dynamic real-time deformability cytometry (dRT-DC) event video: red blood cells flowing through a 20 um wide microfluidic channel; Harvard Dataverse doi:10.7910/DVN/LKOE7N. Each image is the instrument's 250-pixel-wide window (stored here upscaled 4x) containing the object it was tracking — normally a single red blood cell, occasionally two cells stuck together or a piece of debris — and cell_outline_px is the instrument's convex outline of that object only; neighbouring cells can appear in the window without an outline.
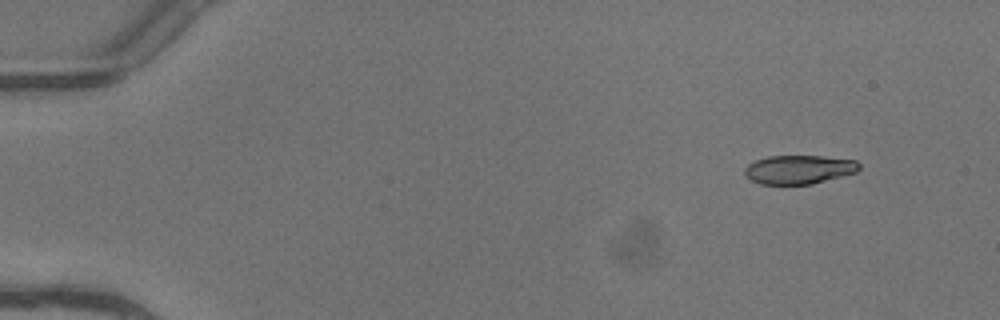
{"species": "common noctule bat (a hibernating species)", "species_latin": "Nyctalus noctula", "temperature_condition": "warm", "stored_images_in_passage": 4, "camera_frame_rate_fps": 3000, "um_per_image_px": 0.085, "animal": {"sex": "female"}, "frame": {"image": 1, "passage_image": 1, "time_ms": 0.0, "image_size_px": [1000, 320], "cell_outline_px": [[860, 168], [856, 172], [812, 184], [760, 184], [744, 176], [744, 168], [748, 164], [756, 160], [768, 156], [820, 156], [856, 160], [860, 164]], "centroid_in_image_um": [67.89, 14.41], "position_along_channel_um": 17.1, "area_um2": 19.19}}
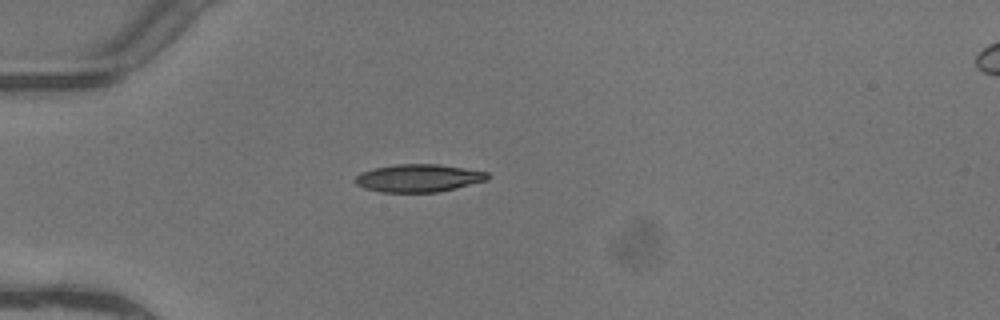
{"frame": {"image": 2, "passage_image": 3, "time_ms": 0.667, "image_size_px": [1000, 320], "cell_outline_px": [[488, 180], [440, 192], [380, 192], [364, 188], [356, 184], [356, 176], [360, 172], [372, 168], [396, 164], [440, 164], [488, 172]], "centroid_in_image_um": [35.57, 15.13], "position_along_channel_um": 49.4, "area_um2": 21.5}}